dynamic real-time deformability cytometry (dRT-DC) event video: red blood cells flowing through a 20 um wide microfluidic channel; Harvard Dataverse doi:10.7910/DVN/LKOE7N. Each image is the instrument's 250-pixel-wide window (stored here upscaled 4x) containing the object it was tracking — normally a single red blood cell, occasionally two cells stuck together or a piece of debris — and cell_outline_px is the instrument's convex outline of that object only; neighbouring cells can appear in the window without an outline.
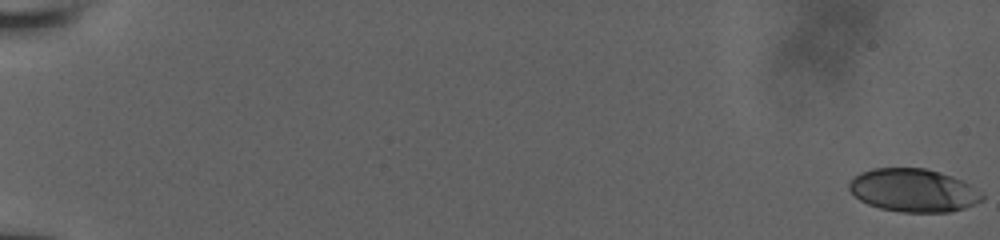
{"species": "human", "species_latin": "Homo sapiens", "temperature_condition": "room temperature", "stored_images_in_passage": 57, "camera_frame_rate_fps": 3000, "um_per_image_px": 0.085, "donor": {"sex": "male"}, "frame": {"image": 1, "passage_image": 1, "time_ms": 0.0, "image_size_px": [1000, 240], "cell_outline_px": [[984, 200], [964, 208], [948, 212], [904, 212], [880, 208], [868, 204], [860, 200], [848, 188], [848, 184], [860, 172], [872, 168], [924, 168], [940, 172], [964, 180], [984, 192]], "centroid_in_image_um": [77.69, 16.17], "position_along_channel_um": 7.3, "area_um2": 33.58}}
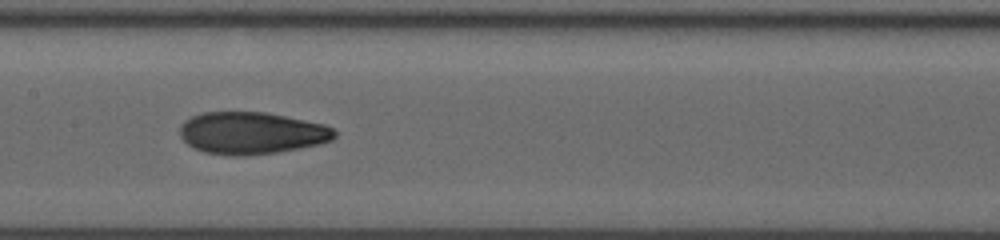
{"frame": {"image": 2, "passage_image": 32, "time_ms": 10.333, "image_size_px": [1000, 240], "cell_outline_px": [[336, 136], [332, 140], [320, 144], [276, 152], [244, 156], [236, 156], [204, 152], [188, 144], [180, 136], [180, 124], [184, 120], [200, 112], [268, 112], [324, 124], [332, 128], [336, 132]], "centroid_in_image_um": [21.38, 11.3], "position_along_channel_um": 186.0, "area_um2": 38.03}}
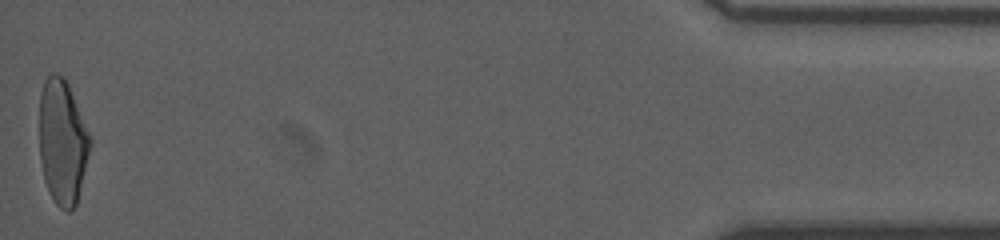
{"frame": {"image": 3, "passage_image": 57, "time_ms": 18.667, "image_size_px": [1000, 240], "cell_outline_px": [[92, 144], [76, 204], [68, 212], [60, 208], [56, 204], [48, 192], [44, 180], [40, 160], [40, 92], [44, 80], [52, 72], [56, 72], [64, 76], [68, 84], [92, 140]], "centroid_in_image_um": [5.3, 12.06], "position_along_channel_um": 429.9, "area_um2": 36.99}, "authors_computed_cell_mechanics": {"area_um2": 36.5874, "velocity_mm_per_s": 3.9259, "shape_relaxation_time_tau1_ms": 8.4293, "shape_relaxation_time_tau2_ms": 1.6786, "deformation_change_tau1": 0.2329, "deformation_change_tau2": 0.0765}}